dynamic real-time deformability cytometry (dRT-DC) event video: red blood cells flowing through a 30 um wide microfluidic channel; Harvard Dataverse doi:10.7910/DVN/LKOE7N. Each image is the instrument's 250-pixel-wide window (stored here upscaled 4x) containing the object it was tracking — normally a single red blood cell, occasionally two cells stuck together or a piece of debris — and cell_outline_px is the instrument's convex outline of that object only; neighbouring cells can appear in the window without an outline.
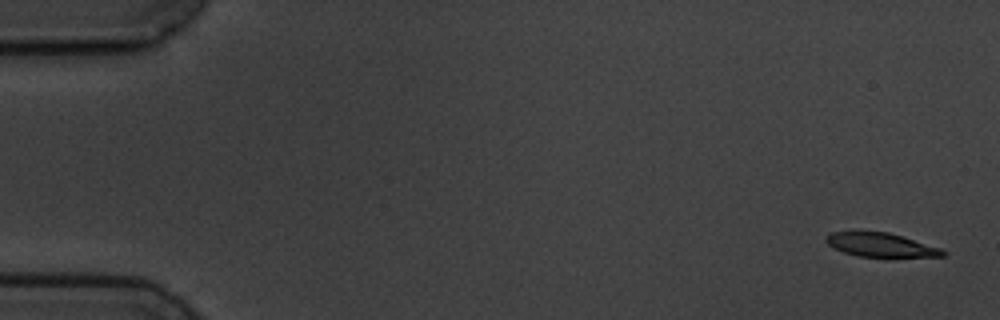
{"species": "common noctule bat (a hibernating species)", "species_latin": "Nyctalus noctula", "temperature_condition": "cold", "stored_images_in_passage": 6, "camera_frame_rate_fps": 3000, "um_per_image_px": 0.085, "animal": {"sex": "male", "body_mass_g": 19.5, "forearm_length_mm": 54.6}, "frame": {"image": 1, "passage_image": 1, "time_ms": 0.0, "image_size_px": [1000, 320], "cell_outline_px": [[948, 252], [944, 256], [856, 256], [844, 252], [828, 244], [824, 240], [824, 236], [832, 232], [860, 228], [888, 232], [904, 236], [940, 248]], "centroid_in_image_um": [74.77, 20.75], "position_along_channel_um": 10.2, "area_um2": 16.76}}
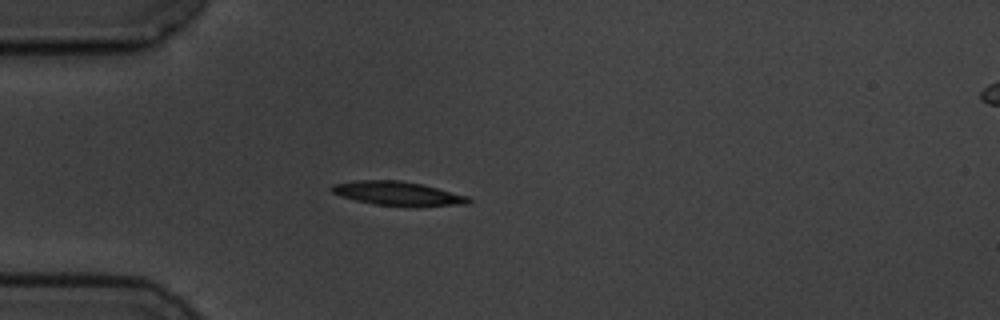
{"frame": {"image": 2, "passage_image": 5, "time_ms": 4.667, "image_size_px": [1000, 320], "cell_outline_px": [[472, 204], [420, 208], [416, 208], [376, 204], [356, 200], [340, 196], [332, 192], [328, 188], [332, 184], [356, 180], [400, 180], [420, 184], [468, 196], [472, 200]], "centroid_in_image_um": [33.86, 16.48], "position_along_channel_um": 51.1, "area_um2": 19.65}}